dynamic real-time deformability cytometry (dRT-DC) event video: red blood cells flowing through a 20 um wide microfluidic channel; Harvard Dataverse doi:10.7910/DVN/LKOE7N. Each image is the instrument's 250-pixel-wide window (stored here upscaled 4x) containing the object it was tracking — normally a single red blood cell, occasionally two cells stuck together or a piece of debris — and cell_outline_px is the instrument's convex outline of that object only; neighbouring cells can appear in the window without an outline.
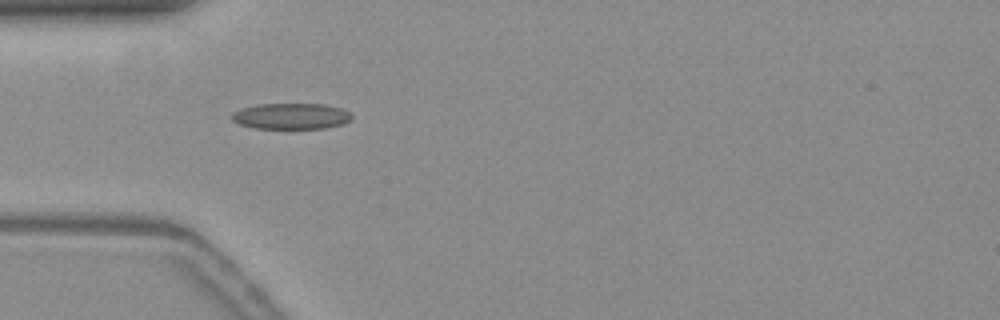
{"species": "common noctule bat (a hibernating species)", "species_latin": "Nyctalus noctula", "temperature_condition": "warm", "stored_images_in_passage": 2, "camera_frame_rate_fps": 3000, "um_per_image_px": 0.085, "animal": {"sex": "female", "body_mass_g": 19.3, "forearm_length_mm": 54.1}, "frame": {"image": 1, "passage_image": 1, "time_ms": 0.0, "image_size_px": [1000, 320], "cell_outline_px": [[352, 120], [340, 124], [324, 128], [256, 128], [240, 124], [232, 120], [232, 112], [240, 108], [260, 104], [324, 104], [340, 108], [348, 112], [352, 116]], "centroid_in_image_um": [24.72, 9.87], "position_along_channel_um": 60.3, "area_um2": 17.98}}